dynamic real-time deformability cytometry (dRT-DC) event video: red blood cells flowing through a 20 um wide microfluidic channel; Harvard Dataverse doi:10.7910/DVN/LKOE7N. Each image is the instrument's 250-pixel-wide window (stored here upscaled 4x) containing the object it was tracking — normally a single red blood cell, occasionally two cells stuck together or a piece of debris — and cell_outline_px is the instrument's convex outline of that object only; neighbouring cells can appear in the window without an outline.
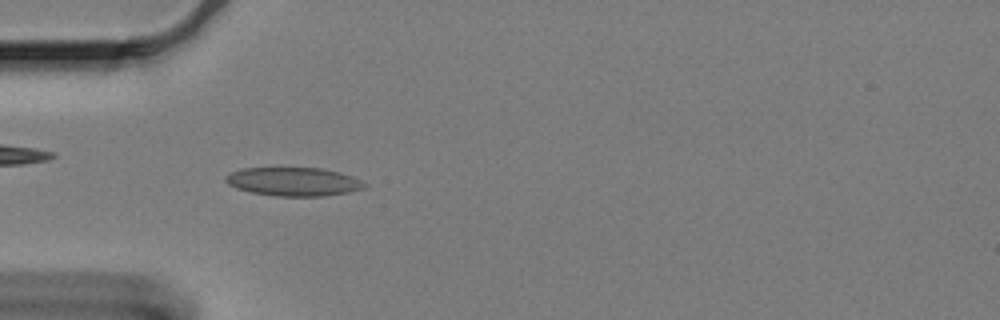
{"species": "Egyptian fruit bat (a non-hibernating species)", "species_latin": "Rousettus aegyptiacus", "temperature_condition": "cold", "stored_images_in_passage": 55, "camera_frame_rate_fps": 3000, "um_per_image_px": 0.085, "animal": {"sex": "female"}, "frame": {"image": 1, "passage_image": 13, "time_ms": 4.0, "image_size_px": [1000, 320], "cell_outline_px": [[368, 184], [364, 188], [348, 192], [324, 196], [276, 196], [252, 192], [236, 188], [228, 184], [224, 180], [224, 176], [232, 172], [244, 168], [320, 168], [340, 172], [352, 176]], "centroid_in_image_um": [24.95, 15.44], "position_along_channel_um": 60.0, "area_um2": 23.06}}
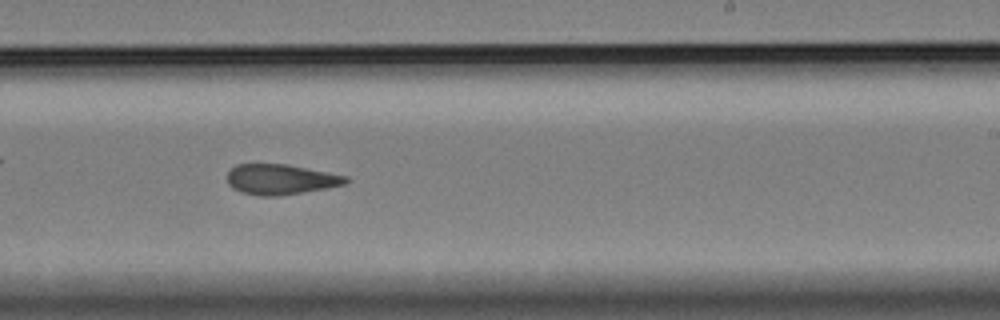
{"frame": {"image": 2, "passage_image": 32, "time_ms": 10.333, "image_size_px": [1000, 320], "cell_outline_px": [[348, 180], [344, 184], [328, 188], [280, 196], [260, 196], [244, 192], [232, 188], [228, 184], [228, 172], [236, 164], [288, 164], [348, 176]], "centroid_in_image_um": [23.86, 15.24], "position_along_channel_um": 265.1, "area_um2": 20.92}}
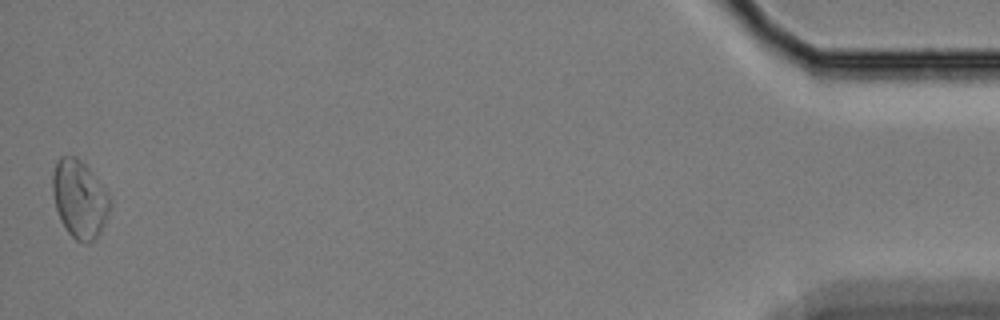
{"frame": {"image": 3, "passage_image": 55, "time_ms": 18.0, "image_size_px": [1000, 320], "cell_outline_px": [[112, 204], [104, 224], [100, 232], [88, 244], [76, 240], [68, 232], [60, 220], [56, 208], [52, 192], [52, 176], [56, 160], [60, 156], [72, 156], [80, 160], [88, 168], [108, 192], [112, 200]], "centroid_in_image_um": [6.76, 16.91], "position_along_channel_um": 428.4, "area_um2": 26.01}, "authors_computed_cell_mechanics": {"area_um2": 22.4842, "velocity_mm_per_s": 3.2746, "shape_relaxation_time_tau1_ms": null, "shape_relaxation_time_tau2_ms": 4.3039, "deformation_change_tau1": null, "deformation_change_tau2": 0.095}}